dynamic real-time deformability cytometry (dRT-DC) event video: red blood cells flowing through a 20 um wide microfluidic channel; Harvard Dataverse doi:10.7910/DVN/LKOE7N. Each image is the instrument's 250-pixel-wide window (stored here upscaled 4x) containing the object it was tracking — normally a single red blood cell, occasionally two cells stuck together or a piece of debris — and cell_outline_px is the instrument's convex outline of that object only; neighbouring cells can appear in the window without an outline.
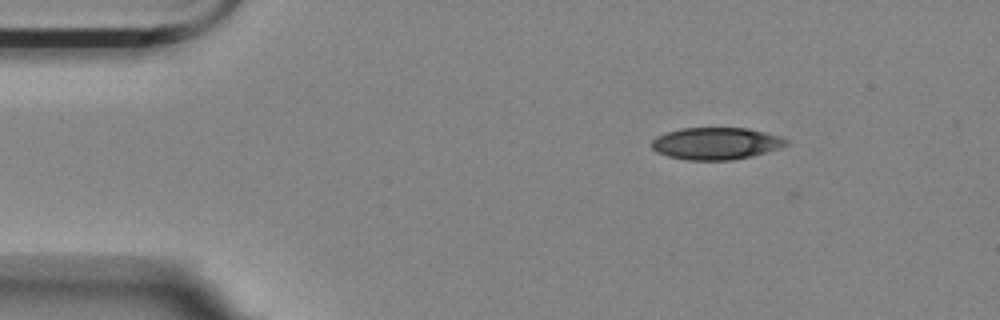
{"species": "Egyptian fruit bat (a non-hibernating species)", "species_latin": "Rousettus aegyptiacus", "temperature_condition": "room temperature", "stored_images_in_passage": 10, "camera_frame_rate_fps": 3000, "um_per_image_px": 0.085, "animal": {"sex": "female"}, "frame": {"image": 1, "passage_image": 9, "time_ms": 2.667, "image_size_px": [1000, 320], "cell_outline_px": [[788, 144], [752, 156], [732, 160], [688, 160], [668, 156], [656, 152], [652, 148], [652, 140], [656, 136], [680, 128], [748, 128], [780, 136], [788, 140]], "centroid_in_image_um": [60.83, 12.19], "position_along_channel_um": 24.2, "area_um2": 24.97}}